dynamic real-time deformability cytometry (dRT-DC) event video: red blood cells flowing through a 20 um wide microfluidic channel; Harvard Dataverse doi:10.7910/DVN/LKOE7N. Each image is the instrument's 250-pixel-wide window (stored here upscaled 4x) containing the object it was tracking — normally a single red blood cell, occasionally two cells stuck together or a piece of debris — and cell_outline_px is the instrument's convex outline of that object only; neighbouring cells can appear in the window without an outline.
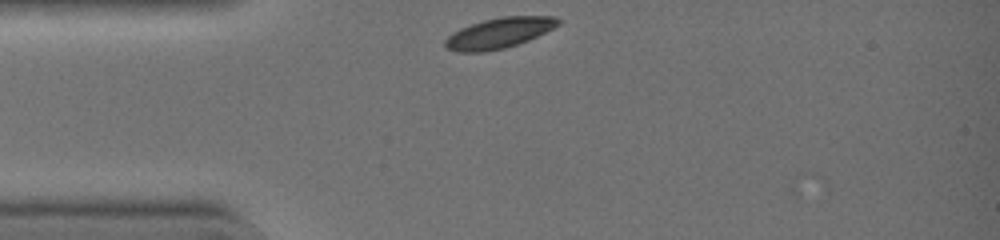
{"species": "common noctule bat (a hibernating species)", "species_latin": "Nyctalus noctula", "temperature_condition": "warm", "stored_images_in_passage": 2, "camera_frame_rate_fps": 3000, "um_per_image_px": 0.085, "animal": {"sex": "female", "body_mass_g": 19.0, "forearm_length_mm": 51.5}, "frame": {"image": 1, "passage_image": 1, "time_ms": 0.0, "image_size_px": [1000, 240], "cell_outline_px": [[560, 24], [528, 40], [504, 48], [484, 52], [456, 52], [444, 48], [444, 40], [452, 32], [460, 28], [484, 20], [500, 16], [556, 16], [560, 20]], "centroid_in_image_um": [42.37, 2.81], "position_along_channel_um": 42.6, "area_um2": 20.06}}